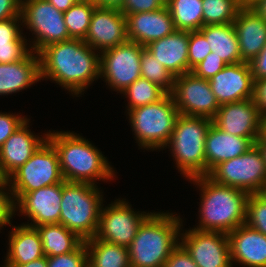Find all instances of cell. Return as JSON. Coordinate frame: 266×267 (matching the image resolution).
<instances>
[{
	"label": "cell",
	"mask_w": 266,
	"mask_h": 267,
	"mask_svg": "<svg viewBox=\"0 0 266 267\" xmlns=\"http://www.w3.org/2000/svg\"><path fill=\"white\" fill-rule=\"evenodd\" d=\"M227 237L232 265L266 267V235L244 223Z\"/></svg>",
	"instance_id": "20"
},
{
	"label": "cell",
	"mask_w": 266,
	"mask_h": 267,
	"mask_svg": "<svg viewBox=\"0 0 266 267\" xmlns=\"http://www.w3.org/2000/svg\"><path fill=\"white\" fill-rule=\"evenodd\" d=\"M30 51L29 44H2L0 45V64L22 60Z\"/></svg>",
	"instance_id": "42"
},
{
	"label": "cell",
	"mask_w": 266,
	"mask_h": 267,
	"mask_svg": "<svg viewBox=\"0 0 266 267\" xmlns=\"http://www.w3.org/2000/svg\"><path fill=\"white\" fill-rule=\"evenodd\" d=\"M88 267H130L128 247L95 237L85 241Z\"/></svg>",
	"instance_id": "29"
},
{
	"label": "cell",
	"mask_w": 266,
	"mask_h": 267,
	"mask_svg": "<svg viewBox=\"0 0 266 267\" xmlns=\"http://www.w3.org/2000/svg\"><path fill=\"white\" fill-rule=\"evenodd\" d=\"M170 94L181 115L213 119L220 108L209 81L191 71L174 77Z\"/></svg>",
	"instance_id": "13"
},
{
	"label": "cell",
	"mask_w": 266,
	"mask_h": 267,
	"mask_svg": "<svg viewBox=\"0 0 266 267\" xmlns=\"http://www.w3.org/2000/svg\"><path fill=\"white\" fill-rule=\"evenodd\" d=\"M241 7H252L259 0H238Z\"/></svg>",
	"instance_id": "53"
},
{
	"label": "cell",
	"mask_w": 266,
	"mask_h": 267,
	"mask_svg": "<svg viewBox=\"0 0 266 267\" xmlns=\"http://www.w3.org/2000/svg\"><path fill=\"white\" fill-rule=\"evenodd\" d=\"M260 136L266 141V117H263Z\"/></svg>",
	"instance_id": "54"
},
{
	"label": "cell",
	"mask_w": 266,
	"mask_h": 267,
	"mask_svg": "<svg viewBox=\"0 0 266 267\" xmlns=\"http://www.w3.org/2000/svg\"><path fill=\"white\" fill-rule=\"evenodd\" d=\"M47 140L54 146L65 181L97 186L98 181H111L115 171L94 144L73 131H50Z\"/></svg>",
	"instance_id": "2"
},
{
	"label": "cell",
	"mask_w": 266,
	"mask_h": 267,
	"mask_svg": "<svg viewBox=\"0 0 266 267\" xmlns=\"http://www.w3.org/2000/svg\"><path fill=\"white\" fill-rule=\"evenodd\" d=\"M159 1L162 2L166 6L170 0H159Z\"/></svg>",
	"instance_id": "57"
},
{
	"label": "cell",
	"mask_w": 266,
	"mask_h": 267,
	"mask_svg": "<svg viewBox=\"0 0 266 267\" xmlns=\"http://www.w3.org/2000/svg\"><path fill=\"white\" fill-rule=\"evenodd\" d=\"M257 195L266 202V183L262 186Z\"/></svg>",
	"instance_id": "55"
},
{
	"label": "cell",
	"mask_w": 266,
	"mask_h": 267,
	"mask_svg": "<svg viewBox=\"0 0 266 267\" xmlns=\"http://www.w3.org/2000/svg\"><path fill=\"white\" fill-rule=\"evenodd\" d=\"M188 72L202 62L212 51L200 31H189Z\"/></svg>",
	"instance_id": "36"
},
{
	"label": "cell",
	"mask_w": 266,
	"mask_h": 267,
	"mask_svg": "<svg viewBox=\"0 0 266 267\" xmlns=\"http://www.w3.org/2000/svg\"><path fill=\"white\" fill-rule=\"evenodd\" d=\"M38 54L41 80L51 79L72 96L79 97L100 78V52L81 39L50 44Z\"/></svg>",
	"instance_id": "1"
},
{
	"label": "cell",
	"mask_w": 266,
	"mask_h": 267,
	"mask_svg": "<svg viewBox=\"0 0 266 267\" xmlns=\"http://www.w3.org/2000/svg\"><path fill=\"white\" fill-rule=\"evenodd\" d=\"M115 202L100 210L96 239L128 247L143 220L150 214L147 211H134L126 199H116ZM104 207V208H103Z\"/></svg>",
	"instance_id": "12"
},
{
	"label": "cell",
	"mask_w": 266,
	"mask_h": 267,
	"mask_svg": "<svg viewBox=\"0 0 266 267\" xmlns=\"http://www.w3.org/2000/svg\"><path fill=\"white\" fill-rule=\"evenodd\" d=\"M245 223L266 235V202L257 194H249L247 198Z\"/></svg>",
	"instance_id": "35"
},
{
	"label": "cell",
	"mask_w": 266,
	"mask_h": 267,
	"mask_svg": "<svg viewBox=\"0 0 266 267\" xmlns=\"http://www.w3.org/2000/svg\"><path fill=\"white\" fill-rule=\"evenodd\" d=\"M8 191V192H7ZM15 202L12 196L11 186L6 177L0 178V230L6 225L13 226L11 219L15 217Z\"/></svg>",
	"instance_id": "38"
},
{
	"label": "cell",
	"mask_w": 266,
	"mask_h": 267,
	"mask_svg": "<svg viewBox=\"0 0 266 267\" xmlns=\"http://www.w3.org/2000/svg\"><path fill=\"white\" fill-rule=\"evenodd\" d=\"M208 81L219 105L254 98L255 81L248 62L227 64Z\"/></svg>",
	"instance_id": "18"
},
{
	"label": "cell",
	"mask_w": 266,
	"mask_h": 267,
	"mask_svg": "<svg viewBox=\"0 0 266 267\" xmlns=\"http://www.w3.org/2000/svg\"><path fill=\"white\" fill-rule=\"evenodd\" d=\"M8 180L15 203L25 193L63 182L54 146L46 140L24 165L8 177Z\"/></svg>",
	"instance_id": "8"
},
{
	"label": "cell",
	"mask_w": 266,
	"mask_h": 267,
	"mask_svg": "<svg viewBox=\"0 0 266 267\" xmlns=\"http://www.w3.org/2000/svg\"><path fill=\"white\" fill-rule=\"evenodd\" d=\"M77 1L90 2L96 4L97 6L100 4V0H77Z\"/></svg>",
	"instance_id": "56"
},
{
	"label": "cell",
	"mask_w": 266,
	"mask_h": 267,
	"mask_svg": "<svg viewBox=\"0 0 266 267\" xmlns=\"http://www.w3.org/2000/svg\"><path fill=\"white\" fill-rule=\"evenodd\" d=\"M43 245L45 256H56L76 250L83 242L77 234L61 223L36 226Z\"/></svg>",
	"instance_id": "28"
},
{
	"label": "cell",
	"mask_w": 266,
	"mask_h": 267,
	"mask_svg": "<svg viewBox=\"0 0 266 267\" xmlns=\"http://www.w3.org/2000/svg\"><path fill=\"white\" fill-rule=\"evenodd\" d=\"M27 119L23 115L0 112V147Z\"/></svg>",
	"instance_id": "41"
},
{
	"label": "cell",
	"mask_w": 266,
	"mask_h": 267,
	"mask_svg": "<svg viewBox=\"0 0 266 267\" xmlns=\"http://www.w3.org/2000/svg\"><path fill=\"white\" fill-rule=\"evenodd\" d=\"M164 6L159 0H124L120 11L126 16L137 12H153Z\"/></svg>",
	"instance_id": "43"
},
{
	"label": "cell",
	"mask_w": 266,
	"mask_h": 267,
	"mask_svg": "<svg viewBox=\"0 0 266 267\" xmlns=\"http://www.w3.org/2000/svg\"><path fill=\"white\" fill-rule=\"evenodd\" d=\"M9 233V248L3 265H23L45 256L36 227L23 223L13 226Z\"/></svg>",
	"instance_id": "26"
},
{
	"label": "cell",
	"mask_w": 266,
	"mask_h": 267,
	"mask_svg": "<svg viewBox=\"0 0 266 267\" xmlns=\"http://www.w3.org/2000/svg\"><path fill=\"white\" fill-rule=\"evenodd\" d=\"M20 15L25 26L35 36L30 49L39 53L44 47L71 39L64 21V13L47 0H21ZM32 43V44H31Z\"/></svg>",
	"instance_id": "9"
},
{
	"label": "cell",
	"mask_w": 266,
	"mask_h": 267,
	"mask_svg": "<svg viewBox=\"0 0 266 267\" xmlns=\"http://www.w3.org/2000/svg\"><path fill=\"white\" fill-rule=\"evenodd\" d=\"M150 212L128 246L130 267H164L179 245L184 220L177 213Z\"/></svg>",
	"instance_id": "4"
},
{
	"label": "cell",
	"mask_w": 266,
	"mask_h": 267,
	"mask_svg": "<svg viewBox=\"0 0 266 267\" xmlns=\"http://www.w3.org/2000/svg\"><path fill=\"white\" fill-rule=\"evenodd\" d=\"M179 241L198 267H233L227 233L181 227Z\"/></svg>",
	"instance_id": "14"
},
{
	"label": "cell",
	"mask_w": 266,
	"mask_h": 267,
	"mask_svg": "<svg viewBox=\"0 0 266 267\" xmlns=\"http://www.w3.org/2000/svg\"><path fill=\"white\" fill-rule=\"evenodd\" d=\"M263 116L254 98L220 105L212 123L220 130L249 138L254 144L260 137Z\"/></svg>",
	"instance_id": "15"
},
{
	"label": "cell",
	"mask_w": 266,
	"mask_h": 267,
	"mask_svg": "<svg viewBox=\"0 0 266 267\" xmlns=\"http://www.w3.org/2000/svg\"><path fill=\"white\" fill-rule=\"evenodd\" d=\"M53 6H55L59 11L66 12L69 8H71L77 0H47Z\"/></svg>",
	"instance_id": "48"
},
{
	"label": "cell",
	"mask_w": 266,
	"mask_h": 267,
	"mask_svg": "<svg viewBox=\"0 0 266 267\" xmlns=\"http://www.w3.org/2000/svg\"><path fill=\"white\" fill-rule=\"evenodd\" d=\"M141 77L155 83L166 93L172 91L174 77L145 47L141 55Z\"/></svg>",
	"instance_id": "34"
},
{
	"label": "cell",
	"mask_w": 266,
	"mask_h": 267,
	"mask_svg": "<svg viewBox=\"0 0 266 267\" xmlns=\"http://www.w3.org/2000/svg\"><path fill=\"white\" fill-rule=\"evenodd\" d=\"M98 186L83 182H62L60 223L86 241L96 234L104 198Z\"/></svg>",
	"instance_id": "6"
},
{
	"label": "cell",
	"mask_w": 266,
	"mask_h": 267,
	"mask_svg": "<svg viewBox=\"0 0 266 267\" xmlns=\"http://www.w3.org/2000/svg\"><path fill=\"white\" fill-rule=\"evenodd\" d=\"M240 8L238 0H202L203 26L233 23Z\"/></svg>",
	"instance_id": "33"
},
{
	"label": "cell",
	"mask_w": 266,
	"mask_h": 267,
	"mask_svg": "<svg viewBox=\"0 0 266 267\" xmlns=\"http://www.w3.org/2000/svg\"><path fill=\"white\" fill-rule=\"evenodd\" d=\"M254 101L261 115L266 117V78L255 80Z\"/></svg>",
	"instance_id": "47"
},
{
	"label": "cell",
	"mask_w": 266,
	"mask_h": 267,
	"mask_svg": "<svg viewBox=\"0 0 266 267\" xmlns=\"http://www.w3.org/2000/svg\"><path fill=\"white\" fill-rule=\"evenodd\" d=\"M166 6L176 30L199 31L203 27L202 0H170Z\"/></svg>",
	"instance_id": "30"
},
{
	"label": "cell",
	"mask_w": 266,
	"mask_h": 267,
	"mask_svg": "<svg viewBox=\"0 0 266 267\" xmlns=\"http://www.w3.org/2000/svg\"><path fill=\"white\" fill-rule=\"evenodd\" d=\"M253 145L249 138L231 135L211 123L205 140L206 175L220 162L242 155Z\"/></svg>",
	"instance_id": "24"
},
{
	"label": "cell",
	"mask_w": 266,
	"mask_h": 267,
	"mask_svg": "<svg viewBox=\"0 0 266 267\" xmlns=\"http://www.w3.org/2000/svg\"><path fill=\"white\" fill-rule=\"evenodd\" d=\"M20 25H22L21 16L0 21V45L28 44V40L22 35L23 32Z\"/></svg>",
	"instance_id": "39"
},
{
	"label": "cell",
	"mask_w": 266,
	"mask_h": 267,
	"mask_svg": "<svg viewBox=\"0 0 266 267\" xmlns=\"http://www.w3.org/2000/svg\"><path fill=\"white\" fill-rule=\"evenodd\" d=\"M126 20L128 40L144 47L176 30L167 6L153 12L127 14Z\"/></svg>",
	"instance_id": "21"
},
{
	"label": "cell",
	"mask_w": 266,
	"mask_h": 267,
	"mask_svg": "<svg viewBox=\"0 0 266 267\" xmlns=\"http://www.w3.org/2000/svg\"><path fill=\"white\" fill-rule=\"evenodd\" d=\"M96 4L90 2L76 1V3L64 12V21L67 26L69 37L84 40Z\"/></svg>",
	"instance_id": "31"
},
{
	"label": "cell",
	"mask_w": 266,
	"mask_h": 267,
	"mask_svg": "<svg viewBox=\"0 0 266 267\" xmlns=\"http://www.w3.org/2000/svg\"><path fill=\"white\" fill-rule=\"evenodd\" d=\"M40 80V57L32 50L22 60L0 64L1 96L18 93Z\"/></svg>",
	"instance_id": "25"
},
{
	"label": "cell",
	"mask_w": 266,
	"mask_h": 267,
	"mask_svg": "<svg viewBox=\"0 0 266 267\" xmlns=\"http://www.w3.org/2000/svg\"><path fill=\"white\" fill-rule=\"evenodd\" d=\"M83 41L100 53L126 43L129 41L126 16L119 9L97 6Z\"/></svg>",
	"instance_id": "16"
},
{
	"label": "cell",
	"mask_w": 266,
	"mask_h": 267,
	"mask_svg": "<svg viewBox=\"0 0 266 267\" xmlns=\"http://www.w3.org/2000/svg\"><path fill=\"white\" fill-rule=\"evenodd\" d=\"M61 200L62 182L25 193L15 203V212L28 217L32 227L60 223Z\"/></svg>",
	"instance_id": "17"
},
{
	"label": "cell",
	"mask_w": 266,
	"mask_h": 267,
	"mask_svg": "<svg viewBox=\"0 0 266 267\" xmlns=\"http://www.w3.org/2000/svg\"><path fill=\"white\" fill-rule=\"evenodd\" d=\"M249 65L254 81L266 78V44L261 52L249 62Z\"/></svg>",
	"instance_id": "45"
},
{
	"label": "cell",
	"mask_w": 266,
	"mask_h": 267,
	"mask_svg": "<svg viewBox=\"0 0 266 267\" xmlns=\"http://www.w3.org/2000/svg\"><path fill=\"white\" fill-rule=\"evenodd\" d=\"M142 45L127 41L100 53V78L109 88L122 93L141 77Z\"/></svg>",
	"instance_id": "11"
},
{
	"label": "cell",
	"mask_w": 266,
	"mask_h": 267,
	"mask_svg": "<svg viewBox=\"0 0 266 267\" xmlns=\"http://www.w3.org/2000/svg\"><path fill=\"white\" fill-rule=\"evenodd\" d=\"M252 8L266 20V0H259Z\"/></svg>",
	"instance_id": "51"
},
{
	"label": "cell",
	"mask_w": 266,
	"mask_h": 267,
	"mask_svg": "<svg viewBox=\"0 0 266 267\" xmlns=\"http://www.w3.org/2000/svg\"><path fill=\"white\" fill-rule=\"evenodd\" d=\"M124 4V0H100L99 7L121 9Z\"/></svg>",
	"instance_id": "50"
},
{
	"label": "cell",
	"mask_w": 266,
	"mask_h": 267,
	"mask_svg": "<svg viewBox=\"0 0 266 267\" xmlns=\"http://www.w3.org/2000/svg\"><path fill=\"white\" fill-rule=\"evenodd\" d=\"M214 182L257 194L266 183L262 153L254 144L242 155L220 162L207 175Z\"/></svg>",
	"instance_id": "10"
},
{
	"label": "cell",
	"mask_w": 266,
	"mask_h": 267,
	"mask_svg": "<svg viewBox=\"0 0 266 267\" xmlns=\"http://www.w3.org/2000/svg\"><path fill=\"white\" fill-rule=\"evenodd\" d=\"M48 267H88L85 241L74 251L47 257Z\"/></svg>",
	"instance_id": "37"
},
{
	"label": "cell",
	"mask_w": 266,
	"mask_h": 267,
	"mask_svg": "<svg viewBox=\"0 0 266 267\" xmlns=\"http://www.w3.org/2000/svg\"><path fill=\"white\" fill-rule=\"evenodd\" d=\"M255 144L260 149L263 159H264L265 166H266V141L260 136L255 142Z\"/></svg>",
	"instance_id": "52"
},
{
	"label": "cell",
	"mask_w": 266,
	"mask_h": 267,
	"mask_svg": "<svg viewBox=\"0 0 266 267\" xmlns=\"http://www.w3.org/2000/svg\"><path fill=\"white\" fill-rule=\"evenodd\" d=\"M21 0H0V21L20 15Z\"/></svg>",
	"instance_id": "46"
},
{
	"label": "cell",
	"mask_w": 266,
	"mask_h": 267,
	"mask_svg": "<svg viewBox=\"0 0 266 267\" xmlns=\"http://www.w3.org/2000/svg\"><path fill=\"white\" fill-rule=\"evenodd\" d=\"M199 31L205 36L213 55L220 57L226 64L242 62L233 23L205 25Z\"/></svg>",
	"instance_id": "27"
},
{
	"label": "cell",
	"mask_w": 266,
	"mask_h": 267,
	"mask_svg": "<svg viewBox=\"0 0 266 267\" xmlns=\"http://www.w3.org/2000/svg\"><path fill=\"white\" fill-rule=\"evenodd\" d=\"M127 114L138 146L152 151L165 150L180 115L170 93L158 102L128 110Z\"/></svg>",
	"instance_id": "7"
},
{
	"label": "cell",
	"mask_w": 266,
	"mask_h": 267,
	"mask_svg": "<svg viewBox=\"0 0 266 267\" xmlns=\"http://www.w3.org/2000/svg\"><path fill=\"white\" fill-rule=\"evenodd\" d=\"M27 119L0 147V174L8 178L15 170L24 165L36 150L47 140L44 135H34L29 129Z\"/></svg>",
	"instance_id": "19"
},
{
	"label": "cell",
	"mask_w": 266,
	"mask_h": 267,
	"mask_svg": "<svg viewBox=\"0 0 266 267\" xmlns=\"http://www.w3.org/2000/svg\"><path fill=\"white\" fill-rule=\"evenodd\" d=\"M242 62H250L266 44V20L252 7H241L233 22Z\"/></svg>",
	"instance_id": "23"
},
{
	"label": "cell",
	"mask_w": 266,
	"mask_h": 267,
	"mask_svg": "<svg viewBox=\"0 0 266 267\" xmlns=\"http://www.w3.org/2000/svg\"><path fill=\"white\" fill-rule=\"evenodd\" d=\"M211 123L206 117L180 114L164 147L169 148L178 172L187 180L206 175L205 140Z\"/></svg>",
	"instance_id": "5"
},
{
	"label": "cell",
	"mask_w": 266,
	"mask_h": 267,
	"mask_svg": "<svg viewBox=\"0 0 266 267\" xmlns=\"http://www.w3.org/2000/svg\"><path fill=\"white\" fill-rule=\"evenodd\" d=\"M188 181L200 189L199 222L194 229L232 232L246 222V203L249 194L238 188L214 182L207 175Z\"/></svg>",
	"instance_id": "3"
},
{
	"label": "cell",
	"mask_w": 266,
	"mask_h": 267,
	"mask_svg": "<svg viewBox=\"0 0 266 267\" xmlns=\"http://www.w3.org/2000/svg\"><path fill=\"white\" fill-rule=\"evenodd\" d=\"M188 42L189 31L175 30L145 48L173 77H177L188 72Z\"/></svg>",
	"instance_id": "22"
},
{
	"label": "cell",
	"mask_w": 266,
	"mask_h": 267,
	"mask_svg": "<svg viewBox=\"0 0 266 267\" xmlns=\"http://www.w3.org/2000/svg\"><path fill=\"white\" fill-rule=\"evenodd\" d=\"M3 267H48L47 265V256H43L39 259H36L32 262H28L23 265H1Z\"/></svg>",
	"instance_id": "49"
},
{
	"label": "cell",
	"mask_w": 266,
	"mask_h": 267,
	"mask_svg": "<svg viewBox=\"0 0 266 267\" xmlns=\"http://www.w3.org/2000/svg\"><path fill=\"white\" fill-rule=\"evenodd\" d=\"M227 64L220 57L211 52L202 62L195 66L191 72L205 80H210L220 72Z\"/></svg>",
	"instance_id": "40"
},
{
	"label": "cell",
	"mask_w": 266,
	"mask_h": 267,
	"mask_svg": "<svg viewBox=\"0 0 266 267\" xmlns=\"http://www.w3.org/2000/svg\"><path fill=\"white\" fill-rule=\"evenodd\" d=\"M164 267H198L187 251L179 244L166 260Z\"/></svg>",
	"instance_id": "44"
},
{
	"label": "cell",
	"mask_w": 266,
	"mask_h": 267,
	"mask_svg": "<svg viewBox=\"0 0 266 267\" xmlns=\"http://www.w3.org/2000/svg\"><path fill=\"white\" fill-rule=\"evenodd\" d=\"M121 94L128 98L127 110H131L147 104L158 102L167 93L155 83L145 78H138L127 87Z\"/></svg>",
	"instance_id": "32"
}]
</instances>
